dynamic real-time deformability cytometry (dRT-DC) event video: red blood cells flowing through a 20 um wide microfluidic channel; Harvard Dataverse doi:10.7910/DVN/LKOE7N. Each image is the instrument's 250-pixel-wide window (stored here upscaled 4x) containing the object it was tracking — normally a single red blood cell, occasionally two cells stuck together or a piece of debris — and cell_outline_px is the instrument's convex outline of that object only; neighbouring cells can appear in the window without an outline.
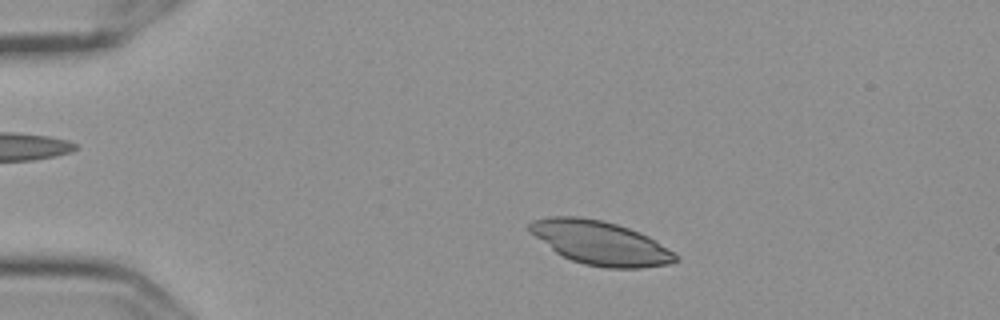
{"species": "Egyptian fruit bat (a non-hibernating species)", "species_latin": "Rousettus aegyptiacus", "temperature_condition": "cold", "stored_images_in_passage": 52, "camera_frame_rate_fps": 3000, "um_per_image_px": 0.085, "frame": {"image": 1, "passage_image": 7, "time_ms": 2.0, "image_size_px": [1000, 320], "cell_outline_px": [[680, 260], [668, 264], [640, 268], [604, 268], [584, 264], [572, 260], [556, 252], [536, 236], [528, 228], [528, 224], [532, 220], [552, 216], [576, 216], [600, 220], [616, 224], [640, 232], [648, 236], [680, 256]], "centroid_in_image_um": [51.06, 20.65], "position_along_channel_um": 33.9, "area_um2": 36.88}}